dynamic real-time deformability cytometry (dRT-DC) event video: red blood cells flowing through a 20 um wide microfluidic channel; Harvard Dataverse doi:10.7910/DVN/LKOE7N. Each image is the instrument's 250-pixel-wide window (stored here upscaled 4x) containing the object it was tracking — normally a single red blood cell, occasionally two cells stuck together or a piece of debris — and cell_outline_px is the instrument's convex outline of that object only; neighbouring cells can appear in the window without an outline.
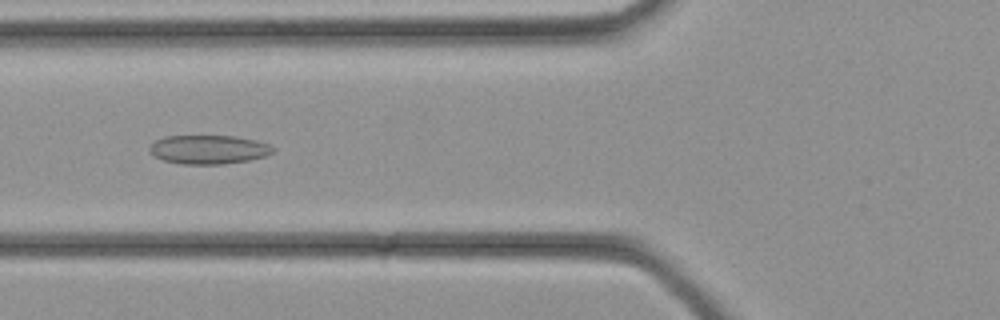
{"species": "common noctule bat (a hibernating species)", "species_latin": "Nyctalus noctula", "temperature_condition": "cold", "stored_images_in_passage": 28, "camera_frame_rate_fps": 3000, "um_per_image_px": 0.085, "animal": {"sex": "female", "body_mass_g": 21.9}, "frame": {"image": 1, "passage_image": 9, "time_ms": 2.667, "image_size_px": [1000, 320], "cell_outline_px": [[276, 148], [272, 152], [264, 156], [248, 160], [224, 164], [180, 164], [164, 160], [148, 152], [148, 148], [156, 140], [164, 136], [232, 136], [256, 140], [268, 144]], "centroid_in_image_um": [17.71, 12.71], "position_along_channel_um": 108.1, "area_um2": 20.69}}
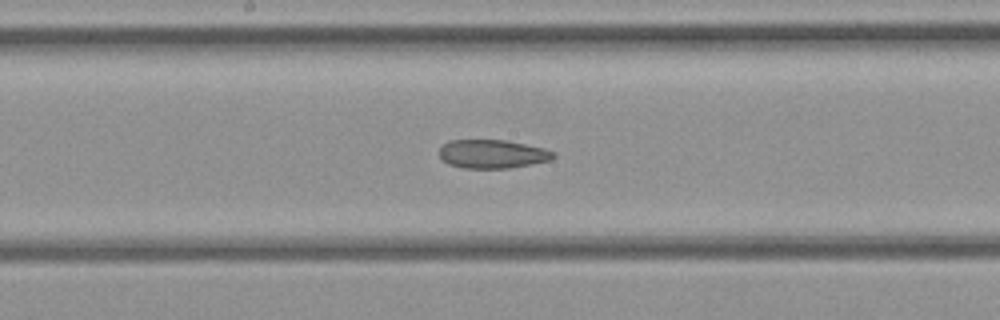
{"frame": {"image": 2, "passage_image": 14, "time_ms": 4.333, "image_size_px": [1000, 320], "cell_outline_px": [[556, 156], [552, 160], [508, 168], [464, 168], [448, 164], [440, 156], [440, 148], [448, 140], [508, 140], [544, 148], [556, 152]], "centroid_in_image_um": [41.89, 13.08], "position_along_channel_um": 206.3, "area_um2": 19.07}}
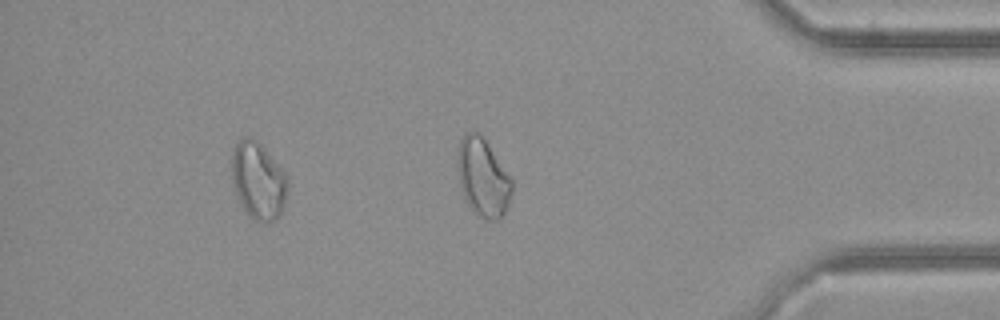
{"frame": {"image": 3, "passage_image": 25, "time_ms": 8.0, "image_size_px": [1000, 320], "cell_outline_px": [[288, 188], [280, 216], [276, 220], [256, 220], [248, 216], [236, 192], [232, 180], [232, 148], [244, 136], [248, 136], [260, 144], [264, 148], [284, 172], [288, 180]], "centroid_in_image_um": [21.95, 15.34], "position_along_channel_um": 413.3, "area_um2": 24.62}}